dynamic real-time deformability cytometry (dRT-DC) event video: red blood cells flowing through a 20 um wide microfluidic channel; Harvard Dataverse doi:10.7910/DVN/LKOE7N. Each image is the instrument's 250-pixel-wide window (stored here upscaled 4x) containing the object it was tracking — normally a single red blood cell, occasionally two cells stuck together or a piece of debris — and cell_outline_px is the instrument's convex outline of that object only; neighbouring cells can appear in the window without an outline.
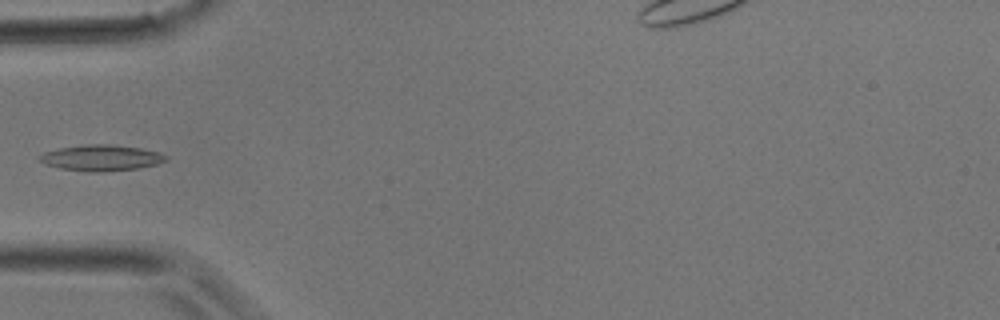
{"species": "common noctule bat (a hibernating species)", "species_latin": "Nyctalus noctula", "temperature_condition": "room temperature", "stored_images_in_passage": 28, "camera_frame_rate_fps": 3000, "um_per_image_px": 0.085, "animal": {"sex": "male", "body_mass_g": 17.9}, "frame": {"image": 1, "passage_image": 1, "time_ms": 0.0, "image_size_px": [1000, 320], "cell_outline_px": [[168, 160], [156, 164], [140, 168], [104, 172], [88, 172], [60, 168], [44, 164], [36, 156], [44, 152], [60, 148], [84, 144], [108, 144], [140, 148], [160, 152], [168, 156]], "centroid_in_image_um": [8.61, 13.42], "position_along_channel_um": 76.4, "area_um2": 19.31}}
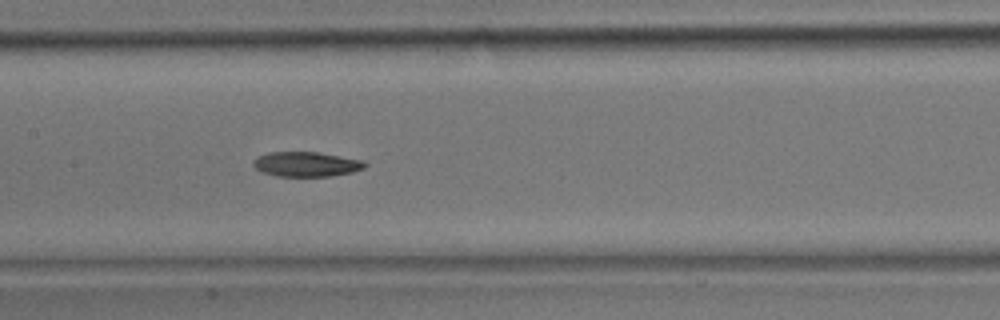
{"frame": {"image": 2, "passage_image": 7, "time_ms": 2.0, "image_size_px": [1000, 320], "cell_outline_px": [[368, 164], [364, 168], [352, 172], [328, 176], [276, 176], [260, 172], [252, 164], [252, 160], [256, 156], [268, 152], [316, 152], [364, 160]], "centroid_in_image_um": [25.99, 13.95], "position_along_channel_um": 181.4, "area_um2": 16.24}}
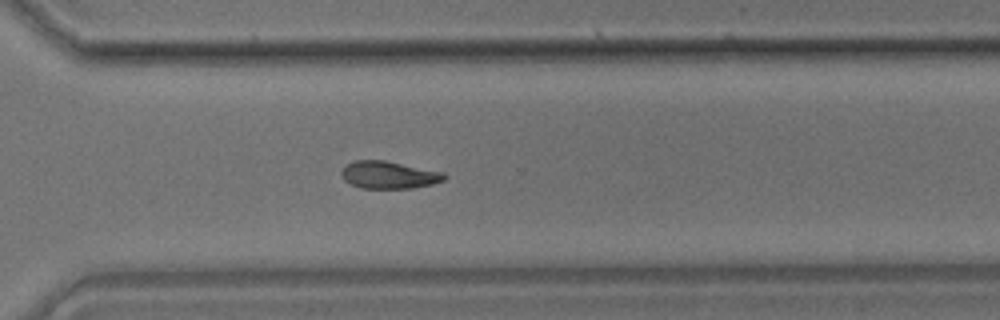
{"frame": {"image": 3, "passage_image": 16, "time_ms": 5.0, "image_size_px": [1000, 320], "cell_outline_px": [[448, 176], [444, 180], [432, 184], [412, 188], [360, 188], [344, 180], [340, 172], [352, 160], [384, 160], [444, 172]], "centroid_in_image_um": [33.07, 14.86], "position_along_channel_um": 337.5, "area_um2": 16.42}}